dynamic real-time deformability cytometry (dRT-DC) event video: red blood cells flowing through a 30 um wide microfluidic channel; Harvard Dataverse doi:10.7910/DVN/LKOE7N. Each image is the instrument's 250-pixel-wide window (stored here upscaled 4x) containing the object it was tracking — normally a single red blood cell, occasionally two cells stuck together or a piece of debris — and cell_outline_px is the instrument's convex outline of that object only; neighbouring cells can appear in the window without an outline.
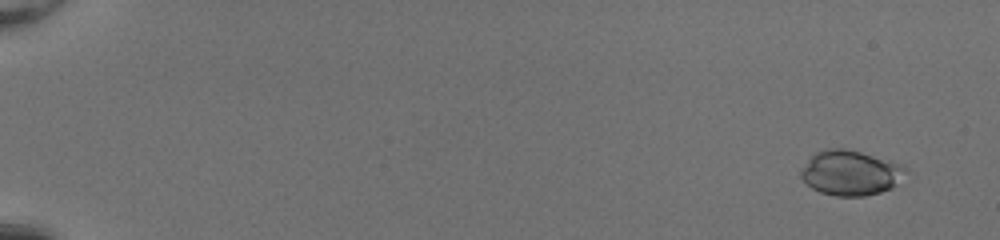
{"species": "common noctule bat (a hibernating species)", "species_latin": "Nyctalus noctula", "temperature_condition": "room temperature", "stored_images_in_passage": 52, "camera_frame_rate_fps": 3000, "um_per_image_px": 0.085, "animal": {"sex": "female", "body_mass_g": 20.0, "forearm_length_mm": 54.0}, "frame": {"image": 1, "passage_image": 3, "time_ms": 0.667, "image_size_px": [1000, 240], "cell_outline_px": [[904, 168], [892, 188], [880, 192], [864, 196], [836, 196], [820, 192], [812, 188], [800, 176], [800, 172], [808, 160], [816, 152], [824, 148], [848, 148], [896, 164]], "centroid_in_image_um": [72.18, 14.7], "position_along_channel_um": 12.8, "area_um2": 26.53}}
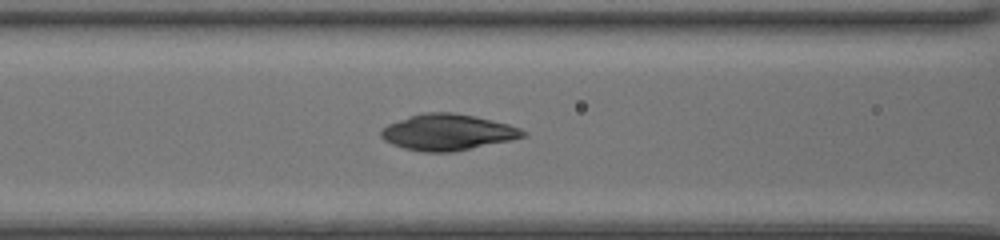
{"frame": {"image": 2, "passage_image": 25, "time_ms": 8.0, "image_size_px": [1000, 240], "cell_outline_px": [[528, 136], [512, 140], [452, 152], [424, 152], [404, 148], [392, 144], [384, 140], [380, 136], [380, 132], [388, 124], [424, 112], [452, 112], [476, 116], [508, 124], [520, 128], [528, 132]], "centroid_in_image_um": [38.09, 11.24], "position_along_channel_um": 128.5, "area_um2": 29.82}}
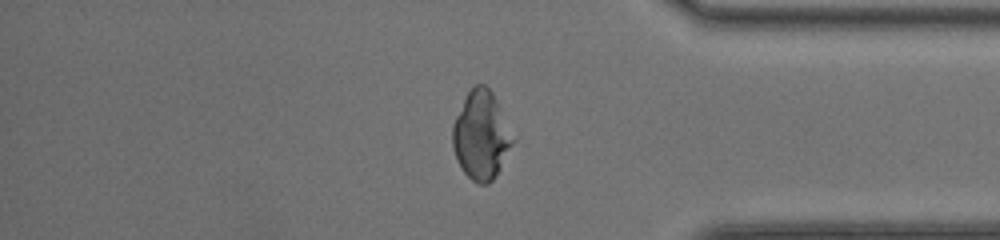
{"frame": {"image": 3, "passage_image": 45, "time_ms": 14.667, "image_size_px": [1000, 240], "cell_outline_px": [[516, 140], [496, 176], [488, 184], [480, 184], [472, 180], [464, 172], [456, 160], [452, 144], [452, 124], [468, 92], [476, 84], [484, 84], [492, 92]], "centroid_in_image_um": [40.9, 11.53], "position_along_channel_um": 394.3, "area_um2": 30.92}, "authors_computed_cell_mechanics": {"area_um2": 28.7555, "velocity_mm_per_s": 4.1627, "shape_relaxation_time_tau1_ms": 5.9004, "shape_relaxation_time_tau2_ms": null, "deformation_change_tau1": 0.2469, "deformation_change_tau2": null}}